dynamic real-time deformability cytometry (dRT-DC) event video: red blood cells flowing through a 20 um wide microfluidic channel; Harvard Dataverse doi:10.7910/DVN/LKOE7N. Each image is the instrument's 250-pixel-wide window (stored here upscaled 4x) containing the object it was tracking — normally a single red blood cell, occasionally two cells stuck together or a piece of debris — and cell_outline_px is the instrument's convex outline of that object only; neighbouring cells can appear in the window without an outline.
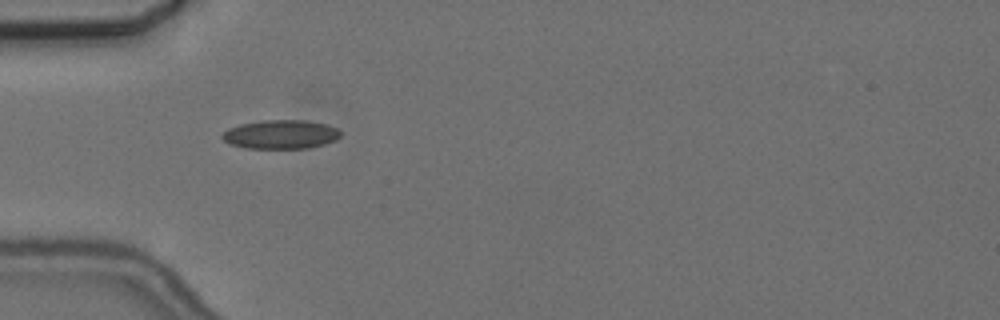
{"species": "common noctule bat (a hibernating species)", "species_latin": "Nyctalus noctula", "temperature_condition": "cold", "stored_images_in_passage": 37, "camera_frame_rate_fps": 3000, "um_per_image_px": 0.085, "animal": {"sex": "female", "body_mass_g": 24.6, "forearm_length_mm": 56.2}, "frame": {"image": 1, "passage_image": 1, "time_ms": 0.0, "image_size_px": [1000, 320], "cell_outline_px": [[340, 136], [336, 140], [324, 144], [308, 148], [244, 148], [228, 144], [220, 136], [228, 128], [240, 124], [260, 120], [308, 120], [328, 124], [340, 128]], "centroid_in_image_um": [23.87, 11.41], "position_along_channel_um": 61.1, "area_um2": 20.23}}
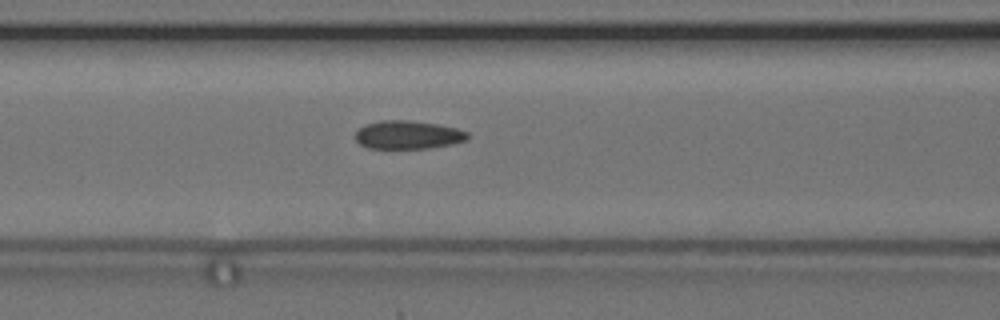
{"frame": {"image": 2, "passage_image": 7, "time_ms": 2.0, "image_size_px": [1000, 320], "cell_outline_px": [[468, 136], [464, 140], [452, 144], [428, 148], [368, 148], [360, 144], [356, 140], [356, 132], [364, 124], [380, 120], [408, 120], [436, 124], [456, 128], [468, 132]], "centroid_in_image_um": [34.64, 11.45], "position_along_channel_um": 132.0, "area_um2": 18.38}}
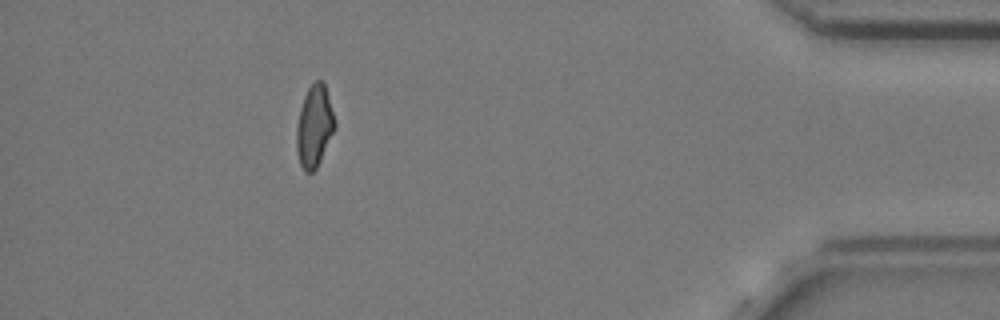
{"frame": {"image": 3, "passage_image": 34, "time_ms": 11.0, "image_size_px": [1000, 320], "cell_outline_px": [[336, 128], [316, 168], [312, 172], [304, 172], [300, 164], [296, 152], [296, 128], [300, 108], [304, 96], [308, 88], [316, 80], [324, 80], [336, 124]], "centroid_in_image_um": [26.71, 10.73], "position_along_channel_um": 408.5, "area_um2": 18.32}, "authors_computed_cell_mechanics": {"area_um2": 18.6116, "velocity_mm_per_s": 3.6666, "shape_relaxation_time_tau1_ms": 6.3115, "shape_relaxation_time_tau2_ms": 2.9443, "deformation_change_tau1": 0.108, "deformation_change_tau2": 0.0928}}